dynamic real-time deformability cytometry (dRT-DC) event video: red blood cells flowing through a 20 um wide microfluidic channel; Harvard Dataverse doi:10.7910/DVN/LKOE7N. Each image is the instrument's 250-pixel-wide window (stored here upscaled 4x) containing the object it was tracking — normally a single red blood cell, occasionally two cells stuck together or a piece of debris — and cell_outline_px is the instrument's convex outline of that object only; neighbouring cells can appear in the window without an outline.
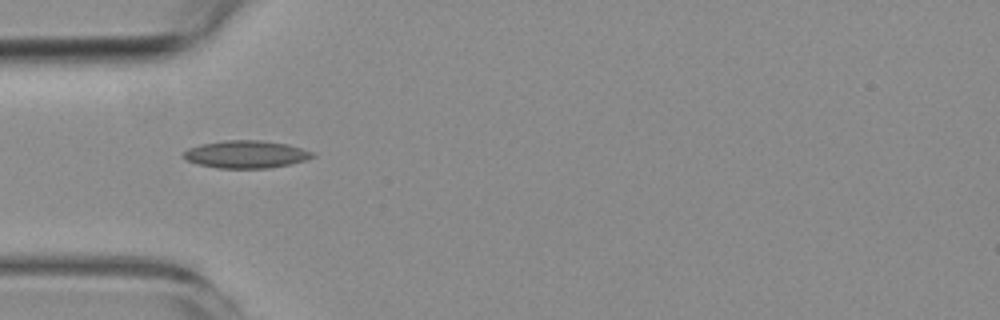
{"species": "common noctule bat (a hibernating species)", "species_latin": "Nyctalus noctula", "temperature_condition": "room temperature", "stored_images_in_passage": 3, "camera_frame_rate_fps": 3000, "um_per_image_px": 0.085, "animal": {"sex": "female", "body_mass_g": 19.3, "forearm_length_mm": 54.1}, "frame": {"image": 1, "passage_image": 2, "time_ms": 1.0, "image_size_px": [1000, 320], "cell_outline_px": [[316, 156], [308, 160], [292, 164], [268, 168], [216, 168], [196, 164], [188, 160], [184, 156], [184, 152], [188, 148], [200, 144], [224, 140], [260, 140], [288, 144], [316, 152]], "centroid_in_image_um": [20.98, 13.12], "position_along_channel_um": 64.0, "area_um2": 20.98}}
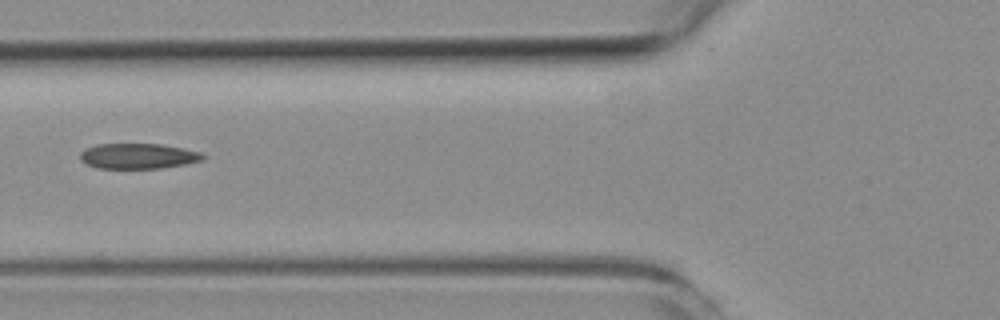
{"frame": {"image": 2, "passage_image": 3, "time_ms": 2.333, "image_size_px": [1000, 320], "cell_outline_px": [[204, 156], [200, 160], [184, 164], [160, 168], [96, 168], [80, 160], [80, 152], [96, 144], [164, 144], [184, 148], [200, 152]], "centroid_in_image_um": [11.72, 13.26], "position_along_channel_um": 114.1, "area_um2": 17.98}}